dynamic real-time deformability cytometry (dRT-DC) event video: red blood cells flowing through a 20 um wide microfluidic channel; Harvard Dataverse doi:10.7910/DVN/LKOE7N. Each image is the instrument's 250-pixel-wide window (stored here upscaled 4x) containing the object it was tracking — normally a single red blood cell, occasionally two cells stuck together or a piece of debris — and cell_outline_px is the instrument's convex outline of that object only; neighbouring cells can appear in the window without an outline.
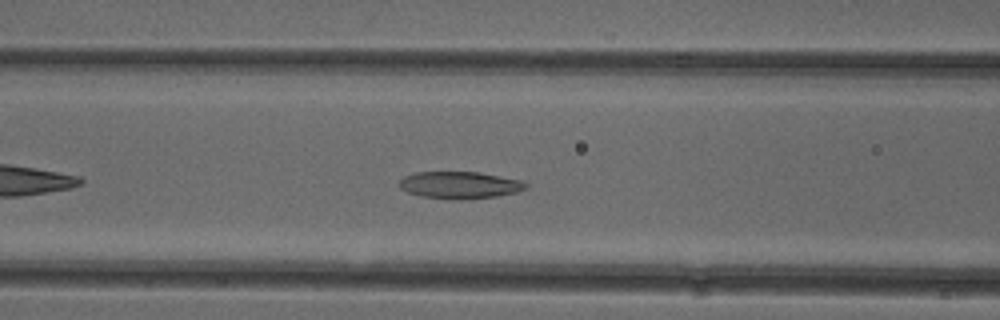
{"species": "common noctule bat (a hibernating species)", "species_latin": "Nyctalus noctula", "temperature_condition": "cold", "stored_images_in_passage": 40, "camera_frame_rate_fps": 3000, "um_per_image_px": 0.085, "animal": {"sex": "female"}, "frame": {"image": 1, "passage_image": 9, "time_ms": 2.667, "image_size_px": [1000, 320], "cell_outline_px": [[528, 188], [516, 192], [496, 196], [468, 200], [460, 200], [420, 196], [408, 192], [400, 188], [396, 184], [404, 176], [416, 172], [476, 172], [524, 180], [528, 184]], "centroid_in_image_um": [39.08, 15.73], "position_along_channel_um": 127.5, "area_um2": 20.17}}
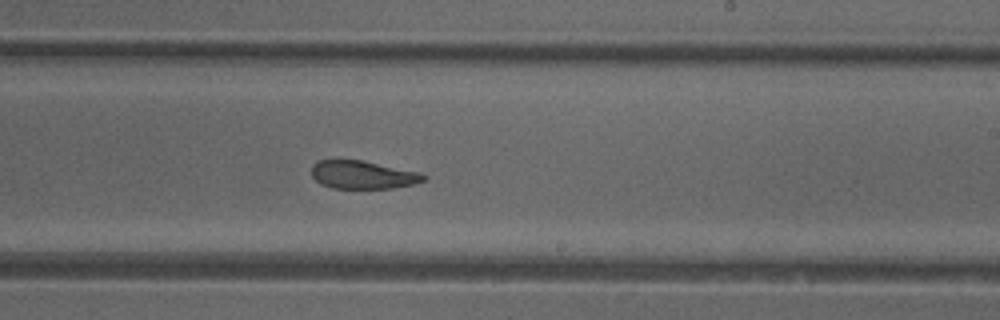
{"frame": {"image": 2, "passage_image": 19, "time_ms": 6.0, "image_size_px": [1000, 320], "cell_outline_px": [[428, 176], [424, 180], [412, 184], [392, 188], [332, 188], [320, 184], [312, 176], [312, 164], [320, 160], [360, 160], [420, 172]], "centroid_in_image_um": [30.82, 14.86], "position_along_channel_um": 258.2, "area_um2": 18.21}}
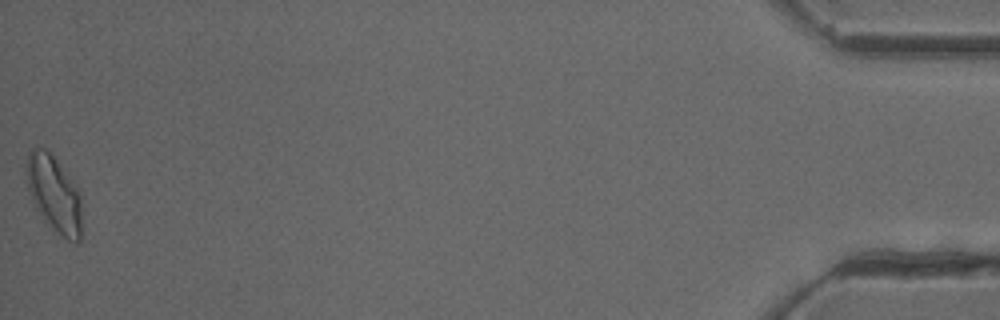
{"frame": {"image": 3, "passage_image": 40, "time_ms": 13.0, "image_size_px": [1000, 320], "cell_outline_px": [[80, 244], [76, 244], [68, 240], [52, 228], [36, 208], [28, 188], [24, 168], [28, 152], [32, 148], [44, 148], [56, 160], [80, 192]], "centroid_in_image_um": [4.57, 16.47], "position_along_channel_um": 430.6, "area_um2": 24.22}, "authors_computed_cell_mechanics": {"area_um2": 20.3167, "velocity_mm_per_s": 3.9305, "shape_relaxation_time_tau1_ms": null, "shape_relaxation_time_tau2_ms": 2.9572, "deformation_change_tau1": null, "deformation_change_tau2": 0.1057}}